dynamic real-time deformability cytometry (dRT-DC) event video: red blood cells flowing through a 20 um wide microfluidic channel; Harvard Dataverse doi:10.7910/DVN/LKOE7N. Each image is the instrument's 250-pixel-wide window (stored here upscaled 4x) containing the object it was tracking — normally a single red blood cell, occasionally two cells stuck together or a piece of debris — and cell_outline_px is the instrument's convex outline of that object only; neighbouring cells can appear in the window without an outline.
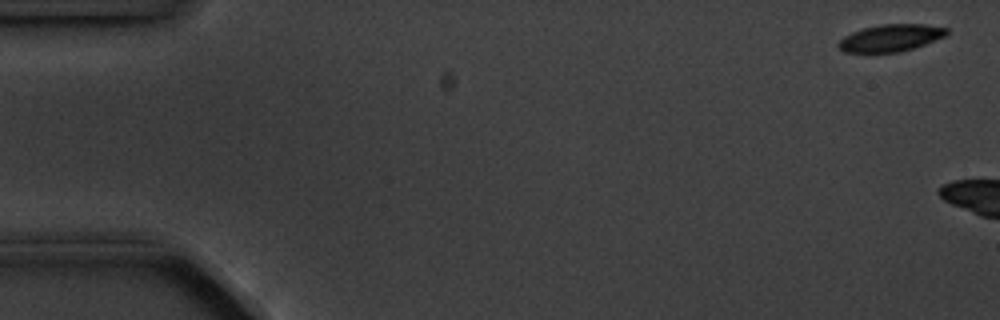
{"species": "common noctule bat (a hibernating species)", "species_latin": "Nyctalus noctula", "temperature_condition": "cold", "stored_images_in_passage": 9, "camera_frame_rate_fps": 3000, "um_per_image_px": 0.085, "animal": {"sex": "male", "body_mass_g": 20.1, "forearm_length_mm": 53.5}, "frame": {"image": 1, "passage_image": 1, "time_ms": 0.0, "image_size_px": [1000, 320], "cell_outline_px": [[948, 32], [944, 36], [924, 44], [900, 52], [844, 52], [836, 44], [844, 36], [852, 32], [864, 28], [880, 24], [924, 24], [948, 28]], "centroid_in_image_um": [75.69, 3.21], "position_along_channel_um": 9.3, "area_um2": 16.88}}